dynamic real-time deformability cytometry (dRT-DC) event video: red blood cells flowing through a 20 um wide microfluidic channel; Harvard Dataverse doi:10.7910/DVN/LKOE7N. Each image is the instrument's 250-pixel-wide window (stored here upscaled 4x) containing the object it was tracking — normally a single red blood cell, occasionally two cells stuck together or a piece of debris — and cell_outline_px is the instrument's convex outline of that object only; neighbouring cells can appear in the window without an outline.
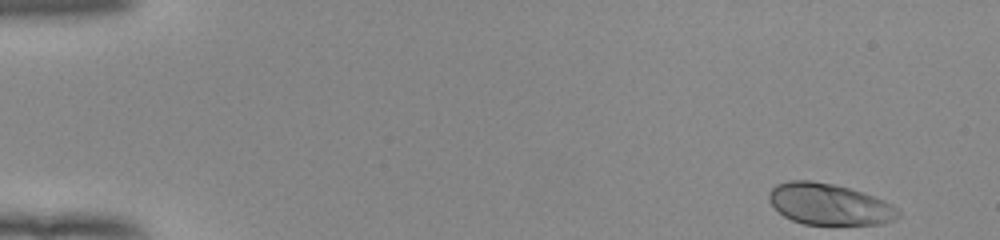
{"species": "human", "species_latin": "Homo sapiens", "temperature_condition": "room temperature", "stored_images_in_passage": 50, "camera_frame_rate_fps": 3000, "um_per_image_px": 0.085, "donor": {"sex": "female"}, "frame": {"image": 1, "passage_image": 1, "time_ms": 0.0, "image_size_px": [1000, 240], "cell_outline_px": [[900, 216], [892, 220], [880, 224], [804, 224], [792, 220], [784, 216], [768, 200], [768, 192], [776, 184], [788, 180], [812, 180], [832, 184], [848, 188], [884, 200], [892, 204], [900, 212]], "centroid_in_image_um": [70.46, 17.35], "position_along_channel_um": 14.5, "area_um2": 30.92}}
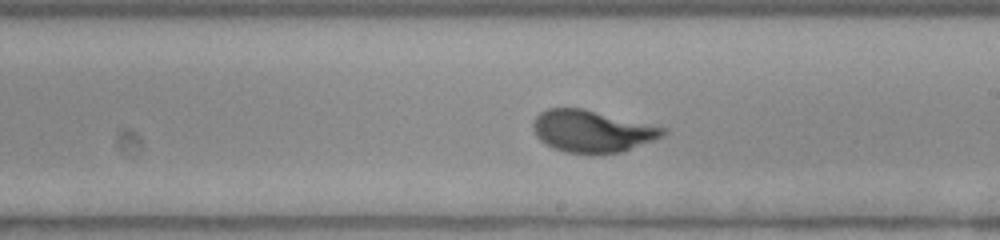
{"frame": {"image": 2, "passage_image": 29, "time_ms": 9.333, "image_size_px": [1000, 240], "cell_outline_px": [[668, 132], [664, 136], [624, 152], [592, 156], [564, 152], [540, 140], [536, 136], [532, 124], [536, 116], [540, 112], [548, 108], [584, 108], [668, 128]], "centroid_in_image_um": [50.38, 11.17], "position_along_channel_um": 238.6, "area_um2": 32.48}}
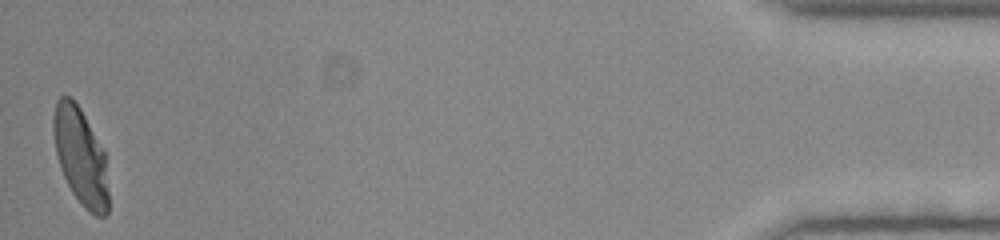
{"frame": {"image": 3, "passage_image": 50, "time_ms": 16.333, "image_size_px": [1000, 240], "cell_outline_px": [[108, 212], [104, 216], [96, 216], [88, 212], [80, 204], [72, 192], [60, 168], [56, 152], [52, 128], [52, 120], [56, 100], [60, 96], [72, 96], [80, 108], [104, 148], [108, 192]], "centroid_in_image_um": [6.84, 13.28], "position_along_channel_um": 428.4, "area_um2": 31.44}, "authors_computed_cell_mechanics": {"area_um2": 31.3276, "velocity_mm_per_s": 3.9089, "shape_relaxation_time_tau1_ms": 3.5632, "shape_relaxation_time_tau2_ms": null, "deformation_change_tau1": 0.1829, "deformation_change_tau2": null}}